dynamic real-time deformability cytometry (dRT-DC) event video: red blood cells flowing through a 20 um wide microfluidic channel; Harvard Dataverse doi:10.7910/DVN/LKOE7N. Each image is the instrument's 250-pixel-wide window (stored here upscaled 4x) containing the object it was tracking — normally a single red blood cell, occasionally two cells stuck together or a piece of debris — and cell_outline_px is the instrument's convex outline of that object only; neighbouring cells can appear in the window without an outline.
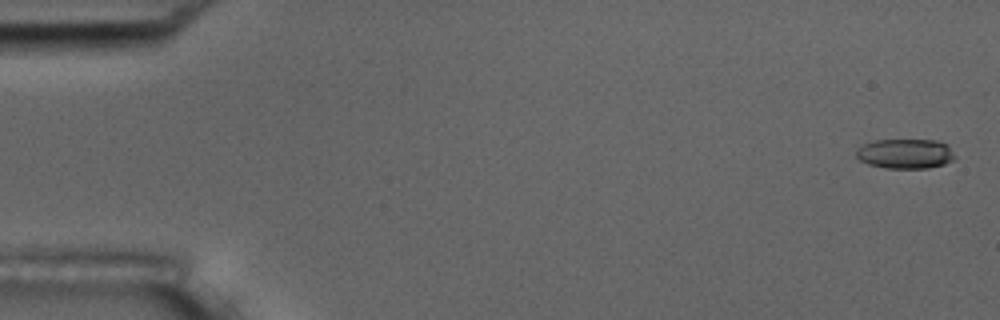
{"species": "common noctule bat (a hibernating species)", "species_latin": "Nyctalus noctula", "temperature_condition": "room temperature", "stored_images_in_passage": 14, "camera_frame_rate_fps": 3000, "um_per_image_px": 0.085, "animal": {"sex": "male", "body_mass_g": 17.5, "forearm_length_mm": 52.3}, "frame": {"image": 1, "passage_image": 1, "time_ms": 0.0, "image_size_px": [1000, 320], "cell_outline_px": [[956, 160], [944, 164], [928, 168], [884, 168], [868, 164], [860, 160], [856, 156], [856, 148], [864, 144], [876, 140], [936, 140], [948, 144], [956, 156]], "centroid_in_image_um": [76.98, 13.07], "position_along_channel_um": 8.0, "area_um2": 17.34}}
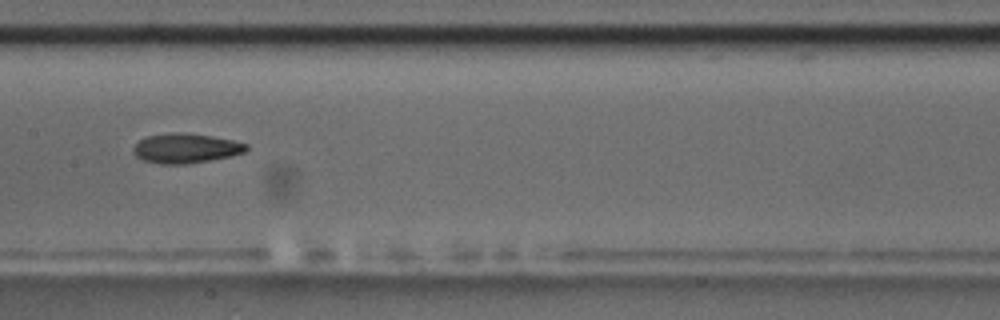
{"frame": {"image": 2, "passage_image": 8, "time_ms": 9.0, "image_size_px": [1000, 320], "cell_outline_px": [[248, 148], [244, 152], [232, 156], [184, 164], [160, 164], [144, 160], [136, 156], [132, 152], [132, 148], [144, 136], [172, 132], [184, 132], [212, 136], [232, 140], [248, 144]], "centroid_in_image_um": [15.76, 12.59], "position_along_channel_um": 191.6, "area_um2": 19.59}, "authors_computed_cell_mechanics": {"area_um2": 18.9873, "velocity_mm_per_s": 3.6332, "shape_relaxation_time_tau1_ms": 3.614, "shape_relaxation_time_tau2_ms": 4.5525, "deformation_change_tau1": 0.1275, "deformation_change_tau2": 0.1349}}